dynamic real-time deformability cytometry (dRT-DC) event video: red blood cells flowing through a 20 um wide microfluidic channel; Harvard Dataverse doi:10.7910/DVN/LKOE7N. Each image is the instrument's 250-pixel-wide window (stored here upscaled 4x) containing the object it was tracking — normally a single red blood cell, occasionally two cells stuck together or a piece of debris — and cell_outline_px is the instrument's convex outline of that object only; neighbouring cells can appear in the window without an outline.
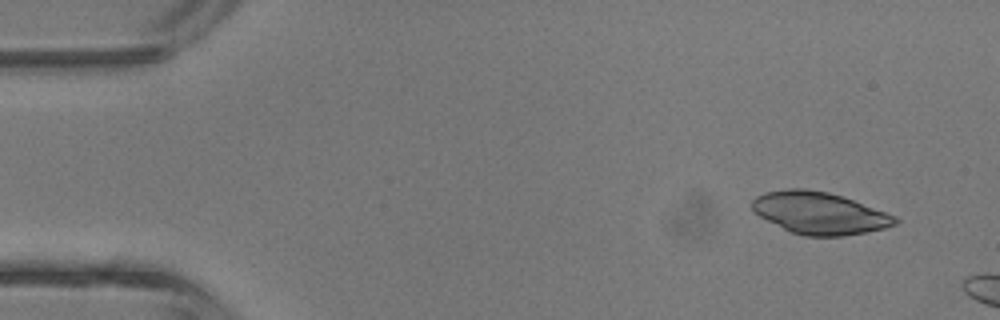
{"species": "common noctule bat (a hibernating species)", "species_latin": "Nyctalus noctula", "temperature_condition": "room temperature", "stored_images_in_passage": 3, "camera_frame_rate_fps": 3000, "um_per_image_px": 0.085, "animal": {"sex": "male", "body_mass_g": 13.3}, "frame": {"image": 1, "passage_image": 1, "time_ms": 0.0, "image_size_px": [1000, 320], "cell_outline_px": [[900, 220], [896, 224], [884, 228], [844, 236], [804, 236], [792, 232], [760, 216], [752, 208], [752, 200], [756, 196], [764, 192], [788, 188], [804, 188], [828, 192], [852, 200], [896, 216]], "centroid_in_image_um": [69.65, 18.1], "position_along_channel_um": 15.4, "area_um2": 34.62}}